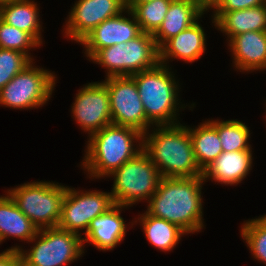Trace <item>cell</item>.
<instances>
[{
  "label": "cell",
  "mask_w": 266,
  "mask_h": 266,
  "mask_svg": "<svg viewBox=\"0 0 266 266\" xmlns=\"http://www.w3.org/2000/svg\"><path fill=\"white\" fill-rule=\"evenodd\" d=\"M203 176L162 177L149 199L147 212L181 228L186 235L201 232L204 226Z\"/></svg>",
  "instance_id": "cell-1"
},
{
  "label": "cell",
  "mask_w": 266,
  "mask_h": 266,
  "mask_svg": "<svg viewBox=\"0 0 266 266\" xmlns=\"http://www.w3.org/2000/svg\"><path fill=\"white\" fill-rule=\"evenodd\" d=\"M151 129L143 134L142 149L151 158L162 177L202 176L203 171L195 160L187 125L179 123L153 126Z\"/></svg>",
  "instance_id": "cell-2"
},
{
  "label": "cell",
  "mask_w": 266,
  "mask_h": 266,
  "mask_svg": "<svg viewBox=\"0 0 266 266\" xmlns=\"http://www.w3.org/2000/svg\"><path fill=\"white\" fill-rule=\"evenodd\" d=\"M142 143L138 130L109 124L88 137L81 168L90 179L105 178L141 152Z\"/></svg>",
  "instance_id": "cell-3"
},
{
  "label": "cell",
  "mask_w": 266,
  "mask_h": 266,
  "mask_svg": "<svg viewBox=\"0 0 266 266\" xmlns=\"http://www.w3.org/2000/svg\"><path fill=\"white\" fill-rule=\"evenodd\" d=\"M169 67L158 63L153 68L131 75L146 114V132L153 126L179 124V110L188 106L179 99L180 84Z\"/></svg>",
  "instance_id": "cell-4"
},
{
  "label": "cell",
  "mask_w": 266,
  "mask_h": 266,
  "mask_svg": "<svg viewBox=\"0 0 266 266\" xmlns=\"http://www.w3.org/2000/svg\"><path fill=\"white\" fill-rule=\"evenodd\" d=\"M82 236L58 227L39 229L29 243L34 244L24 250L15 245L20 252L21 266H69L85 253Z\"/></svg>",
  "instance_id": "cell-5"
},
{
  "label": "cell",
  "mask_w": 266,
  "mask_h": 266,
  "mask_svg": "<svg viewBox=\"0 0 266 266\" xmlns=\"http://www.w3.org/2000/svg\"><path fill=\"white\" fill-rule=\"evenodd\" d=\"M66 188L58 182L41 180L12 187L6 193L39 230L58 226Z\"/></svg>",
  "instance_id": "cell-6"
},
{
  "label": "cell",
  "mask_w": 266,
  "mask_h": 266,
  "mask_svg": "<svg viewBox=\"0 0 266 266\" xmlns=\"http://www.w3.org/2000/svg\"><path fill=\"white\" fill-rule=\"evenodd\" d=\"M107 177L113 178L110 193L114 203L128 208L141 201L148 203L162 178L143 150Z\"/></svg>",
  "instance_id": "cell-7"
},
{
  "label": "cell",
  "mask_w": 266,
  "mask_h": 266,
  "mask_svg": "<svg viewBox=\"0 0 266 266\" xmlns=\"http://www.w3.org/2000/svg\"><path fill=\"white\" fill-rule=\"evenodd\" d=\"M33 61L0 90V106L35 109L44 106L56 86L57 75L34 65Z\"/></svg>",
  "instance_id": "cell-8"
},
{
  "label": "cell",
  "mask_w": 266,
  "mask_h": 266,
  "mask_svg": "<svg viewBox=\"0 0 266 266\" xmlns=\"http://www.w3.org/2000/svg\"><path fill=\"white\" fill-rule=\"evenodd\" d=\"M115 205L110 192L66 188L58 228L82 236L90 222Z\"/></svg>",
  "instance_id": "cell-9"
},
{
  "label": "cell",
  "mask_w": 266,
  "mask_h": 266,
  "mask_svg": "<svg viewBox=\"0 0 266 266\" xmlns=\"http://www.w3.org/2000/svg\"><path fill=\"white\" fill-rule=\"evenodd\" d=\"M102 82L109 93L112 124L146 133V114L135 80L131 76H111Z\"/></svg>",
  "instance_id": "cell-10"
},
{
  "label": "cell",
  "mask_w": 266,
  "mask_h": 266,
  "mask_svg": "<svg viewBox=\"0 0 266 266\" xmlns=\"http://www.w3.org/2000/svg\"><path fill=\"white\" fill-rule=\"evenodd\" d=\"M83 86L77 90L71 114L89 137L112 124L111 108L107 86L103 82H89Z\"/></svg>",
  "instance_id": "cell-11"
},
{
  "label": "cell",
  "mask_w": 266,
  "mask_h": 266,
  "mask_svg": "<svg viewBox=\"0 0 266 266\" xmlns=\"http://www.w3.org/2000/svg\"><path fill=\"white\" fill-rule=\"evenodd\" d=\"M65 21V38L79 42L106 19L127 8V0H76Z\"/></svg>",
  "instance_id": "cell-12"
},
{
  "label": "cell",
  "mask_w": 266,
  "mask_h": 266,
  "mask_svg": "<svg viewBox=\"0 0 266 266\" xmlns=\"http://www.w3.org/2000/svg\"><path fill=\"white\" fill-rule=\"evenodd\" d=\"M126 14H128V17L125 16ZM140 33L139 23L127 7L119 15L103 21L79 43L85 47L84 54L90 60L100 49L124 42L127 43Z\"/></svg>",
  "instance_id": "cell-13"
},
{
  "label": "cell",
  "mask_w": 266,
  "mask_h": 266,
  "mask_svg": "<svg viewBox=\"0 0 266 266\" xmlns=\"http://www.w3.org/2000/svg\"><path fill=\"white\" fill-rule=\"evenodd\" d=\"M128 208L115 204L106 213L95 217L89 224L87 231L81 237L83 248L89 242L98 250L111 251L124 241L127 225L121 216L123 209ZM86 243V244H85Z\"/></svg>",
  "instance_id": "cell-14"
},
{
  "label": "cell",
  "mask_w": 266,
  "mask_h": 266,
  "mask_svg": "<svg viewBox=\"0 0 266 266\" xmlns=\"http://www.w3.org/2000/svg\"><path fill=\"white\" fill-rule=\"evenodd\" d=\"M227 45L230 47L235 70L242 73L266 70V31H249L236 35Z\"/></svg>",
  "instance_id": "cell-15"
},
{
  "label": "cell",
  "mask_w": 266,
  "mask_h": 266,
  "mask_svg": "<svg viewBox=\"0 0 266 266\" xmlns=\"http://www.w3.org/2000/svg\"><path fill=\"white\" fill-rule=\"evenodd\" d=\"M206 41V33L198 20L159 48V63L169 66L168 63L176 59L185 63L198 61L206 51Z\"/></svg>",
  "instance_id": "cell-16"
},
{
  "label": "cell",
  "mask_w": 266,
  "mask_h": 266,
  "mask_svg": "<svg viewBox=\"0 0 266 266\" xmlns=\"http://www.w3.org/2000/svg\"><path fill=\"white\" fill-rule=\"evenodd\" d=\"M252 150L222 152L203 171V179L224 185H238L252 170Z\"/></svg>",
  "instance_id": "cell-17"
},
{
  "label": "cell",
  "mask_w": 266,
  "mask_h": 266,
  "mask_svg": "<svg viewBox=\"0 0 266 266\" xmlns=\"http://www.w3.org/2000/svg\"><path fill=\"white\" fill-rule=\"evenodd\" d=\"M206 12L202 0H172L161 26L153 34L157 47L192 26Z\"/></svg>",
  "instance_id": "cell-18"
},
{
  "label": "cell",
  "mask_w": 266,
  "mask_h": 266,
  "mask_svg": "<svg viewBox=\"0 0 266 266\" xmlns=\"http://www.w3.org/2000/svg\"><path fill=\"white\" fill-rule=\"evenodd\" d=\"M39 7L34 0H9L0 3V19L6 24L29 33L43 44Z\"/></svg>",
  "instance_id": "cell-19"
},
{
  "label": "cell",
  "mask_w": 266,
  "mask_h": 266,
  "mask_svg": "<svg viewBox=\"0 0 266 266\" xmlns=\"http://www.w3.org/2000/svg\"><path fill=\"white\" fill-rule=\"evenodd\" d=\"M4 195H0V244L9 237L28 243L36 236L38 228L16 206L8 194Z\"/></svg>",
  "instance_id": "cell-20"
},
{
  "label": "cell",
  "mask_w": 266,
  "mask_h": 266,
  "mask_svg": "<svg viewBox=\"0 0 266 266\" xmlns=\"http://www.w3.org/2000/svg\"><path fill=\"white\" fill-rule=\"evenodd\" d=\"M159 63V48L153 34L141 32L124 47V76L153 68Z\"/></svg>",
  "instance_id": "cell-21"
},
{
  "label": "cell",
  "mask_w": 266,
  "mask_h": 266,
  "mask_svg": "<svg viewBox=\"0 0 266 266\" xmlns=\"http://www.w3.org/2000/svg\"><path fill=\"white\" fill-rule=\"evenodd\" d=\"M215 28L227 35V42L234 36L249 31H266V3L253 8L225 12Z\"/></svg>",
  "instance_id": "cell-22"
},
{
  "label": "cell",
  "mask_w": 266,
  "mask_h": 266,
  "mask_svg": "<svg viewBox=\"0 0 266 266\" xmlns=\"http://www.w3.org/2000/svg\"><path fill=\"white\" fill-rule=\"evenodd\" d=\"M133 222L128 223H132V226L140 223L147 241L162 252L172 251L180 243L181 237L186 234L175 224L150 215L147 211L139 214Z\"/></svg>",
  "instance_id": "cell-23"
},
{
  "label": "cell",
  "mask_w": 266,
  "mask_h": 266,
  "mask_svg": "<svg viewBox=\"0 0 266 266\" xmlns=\"http://www.w3.org/2000/svg\"><path fill=\"white\" fill-rule=\"evenodd\" d=\"M195 160L204 171L222 152L221 141L216 128L205 120L197 127H189Z\"/></svg>",
  "instance_id": "cell-24"
},
{
  "label": "cell",
  "mask_w": 266,
  "mask_h": 266,
  "mask_svg": "<svg viewBox=\"0 0 266 266\" xmlns=\"http://www.w3.org/2000/svg\"><path fill=\"white\" fill-rule=\"evenodd\" d=\"M217 130L223 152L252 150L249 127L240 120L207 119Z\"/></svg>",
  "instance_id": "cell-25"
},
{
  "label": "cell",
  "mask_w": 266,
  "mask_h": 266,
  "mask_svg": "<svg viewBox=\"0 0 266 266\" xmlns=\"http://www.w3.org/2000/svg\"><path fill=\"white\" fill-rule=\"evenodd\" d=\"M172 0H151L144 3H127L139 23L141 32L154 34L161 26Z\"/></svg>",
  "instance_id": "cell-26"
},
{
  "label": "cell",
  "mask_w": 266,
  "mask_h": 266,
  "mask_svg": "<svg viewBox=\"0 0 266 266\" xmlns=\"http://www.w3.org/2000/svg\"><path fill=\"white\" fill-rule=\"evenodd\" d=\"M240 236L249 248L252 258L266 265V220L260 215L244 221Z\"/></svg>",
  "instance_id": "cell-27"
},
{
  "label": "cell",
  "mask_w": 266,
  "mask_h": 266,
  "mask_svg": "<svg viewBox=\"0 0 266 266\" xmlns=\"http://www.w3.org/2000/svg\"><path fill=\"white\" fill-rule=\"evenodd\" d=\"M40 46L29 33L10 26L0 19V48L19 51L34 61L30 50Z\"/></svg>",
  "instance_id": "cell-28"
},
{
  "label": "cell",
  "mask_w": 266,
  "mask_h": 266,
  "mask_svg": "<svg viewBox=\"0 0 266 266\" xmlns=\"http://www.w3.org/2000/svg\"><path fill=\"white\" fill-rule=\"evenodd\" d=\"M126 42L100 49L89 61L106 69V77L124 76V47Z\"/></svg>",
  "instance_id": "cell-29"
},
{
  "label": "cell",
  "mask_w": 266,
  "mask_h": 266,
  "mask_svg": "<svg viewBox=\"0 0 266 266\" xmlns=\"http://www.w3.org/2000/svg\"><path fill=\"white\" fill-rule=\"evenodd\" d=\"M32 62L19 51L0 48V90Z\"/></svg>",
  "instance_id": "cell-30"
},
{
  "label": "cell",
  "mask_w": 266,
  "mask_h": 266,
  "mask_svg": "<svg viewBox=\"0 0 266 266\" xmlns=\"http://www.w3.org/2000/svg\"><path fill=\"white\" fill-rule=\"evenodd\" d=\"M266 3V0H218L211 8L213 9L212 23H214L225 13L258 7Z\"/></svg>",
  "instance_id": "cell-31"
},
{
  "label": "cell",
  "mask_w": 266,
  "mask_h": 266,
  "mask_svg": "<svg viewBox=\"0 0 266 266\" xmlns=\"http://www.w3.org/2000/svg\"><path fill=\"white\" fill-rule=\"evenodd\" d=\"M0 266H21L20 252L9 248L0 253Z\"/></svg>",
  "instance_id": "cell-32"
},
{
  "label": "cell",
  "mask_w": 266,
  "mask_h": 266,
  "mask_svg": "<svg viewBox=\"0 0 266 266\" xmlns=\"http://www.w3.org/2000/svg\"><path fill=\"white\" fill-rule=\"evenodd\" d=\"M218 0H202L203 6L206 10H210V8L217 2Z\"/></svg>",
  "instance_id": "cell-33"
},
{
  "label": "cell",
  "mask_w": 266,
  "mask_h": 266,
  "mask_svg": "<svg viewBox=\"0 0 266 266\" xmlns=\"http://www.w3.org/2000/svg\"><path fill=\"white\" fill-rule=\"evenodd\" d=\"M151 0H127V3H144Z\"/></svg>",
  "instance_id": "cell-34"
},
{
  "label": "cell",
  "mask_w": 266,
  "mask_h": 266,
  "mask_svg": "<svg viewBox=\"0 0 266 266\" xmlns=\"http://www.w3.org/2000/svg\"><path fill=\"white\" fill-rule=\"evenodd\" d=\"M262 217L266 220V214L262 215Z\"/></svg>",
  "instance_id": "cell-35"
}]
</instances>
